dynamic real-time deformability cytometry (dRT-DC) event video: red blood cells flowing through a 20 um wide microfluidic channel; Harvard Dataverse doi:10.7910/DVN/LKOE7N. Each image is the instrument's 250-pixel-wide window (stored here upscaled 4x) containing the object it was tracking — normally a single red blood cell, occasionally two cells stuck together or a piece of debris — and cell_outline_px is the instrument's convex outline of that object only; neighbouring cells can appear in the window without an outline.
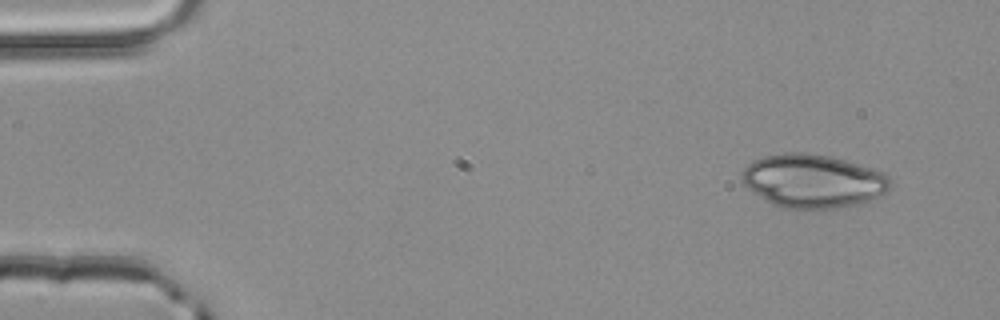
{"species": "common noctule bat (a hibernating species)", "species_latin": "Nyctalus noctula", "temperature_condition": "room temperature", "stored_images_in_passage": 48, "camera_frame_rate_fps": 3000, "um_per_image_px": 0.085, "animal": {"sex": "male", "body_mass_g": 20.4}, "frame": {"image": 1, "passage_image": 1, "time_ms": 0.0, "image_size_px": [1000, 320], "cell_outline_px": [[892, 188], [868, 200], [856, 204], [836, 208], [784, 208], [772, 204], [764, 200], [752, 192], [740, 180], [740, 172], [752, 160], [764, 156], [792, 152], [804, 152], [832, 156], [872, 168], [884, 172], [892, 180]], "centroid_in_image_um": [69.07, 15.37], "position_along_channel_um": 15.9, "area_um2": 46.41}}
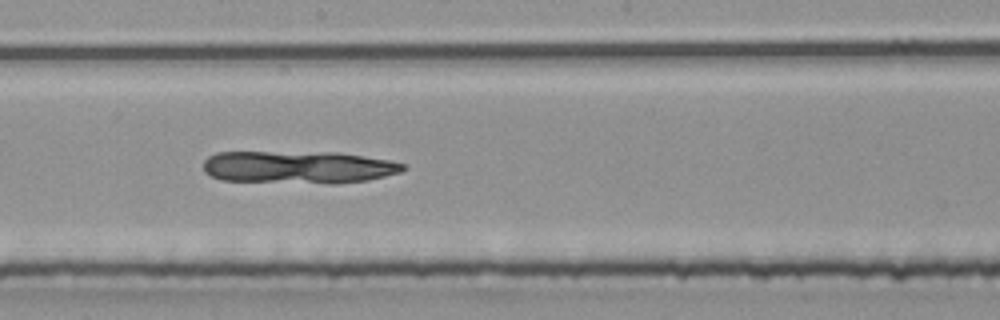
{"frame": {"image": 2, "passage_image": 25, "time_ms": 8.0, "image_size_px": [1000, 320], "cell_outline_px": [[408, 168], [400, 172], [368, 180], [336, 184], [328, 184], [220, 180], [204, 172], [204, 160], [208, 156], [216, 152], [336, 152], [392, 160], [408, 164]], "centroid_in_image_um": [25.4, 14.21], "position_along_channel_um": 222.8, "area_um2": 38.49}}
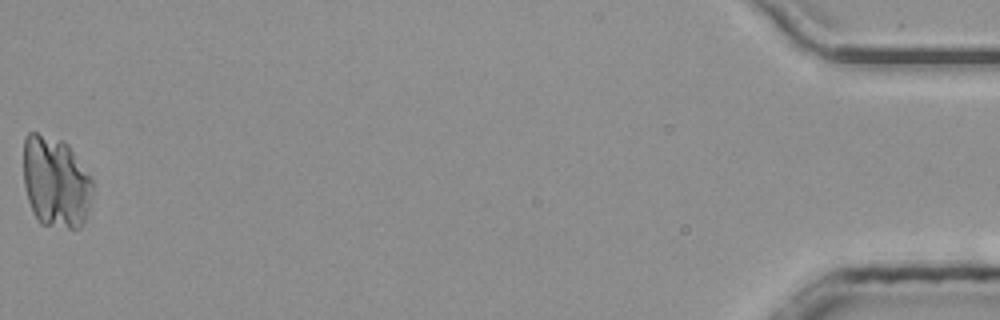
{"frame": {"image": 3, "passage_image": 48, "time_ms": 15.667, "image_size_px": [1000, 320], "cell_outline_px": [[92, 192], [84, 224], [80, 228], [68, 228], [40, 224], [36, 220], [32, 212], [24, 188], [24, 136], [28, 132], [36, 132], [64, 140], [68, 144], [92, 176]], "centroid_in_image_um": [4.73, 15.46], "position_along_channel_um": 430.5, "area_um2": 37.4}}